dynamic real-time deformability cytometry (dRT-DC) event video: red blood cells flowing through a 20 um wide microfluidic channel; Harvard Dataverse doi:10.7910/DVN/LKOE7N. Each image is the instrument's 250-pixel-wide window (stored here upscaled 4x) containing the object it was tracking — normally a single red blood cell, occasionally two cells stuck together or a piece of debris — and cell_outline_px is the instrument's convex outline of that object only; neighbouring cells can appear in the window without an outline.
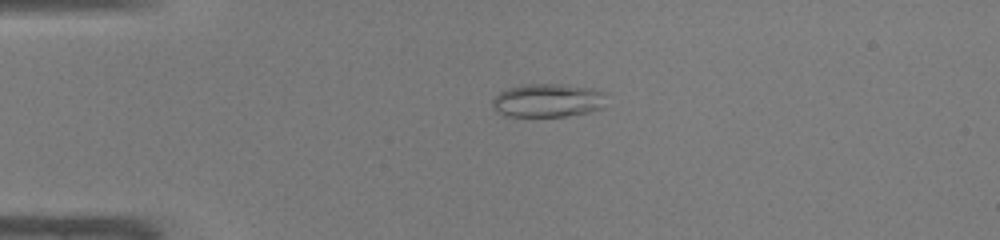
{"species": "common noctule bat (a hibernating species)", "species_latin": "Nyctalus noctula", "temperature_condition": "warm", "stored_images_in_passage": 37, "camera_frame_rate_fps": 3000, "um_per_image_px": 0.085, "animal": {"sex": "male", "body_mass_g": 19.0, "forearm_length_mm": 50.8}, "frame": {"image": 1, "passage_image": 1, "time_ms": 0.0, "image_size_px": [1000, 240], "cell_outline_px": [[604, 108], [588, 112], [568, 116], [504, 116], [496, 112], [492, 108], [492, 100], [500, 92], [508, 88], [524, 84], [556, 84], [588, 88], [604, 92]], "centroid_in_image_um": [46.52, 8.55], "position_along_channel_um": 38.5, "area_um2": 22.2}}
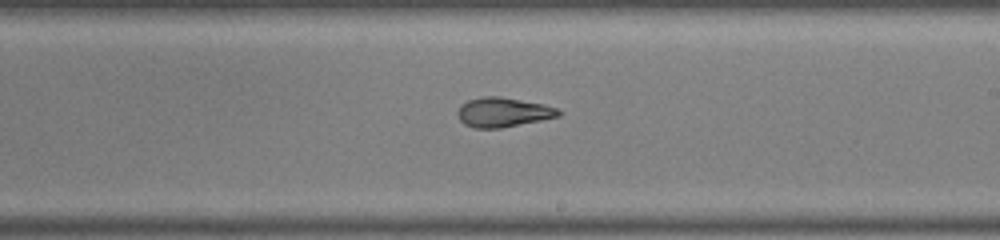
{"frame": {"image": 2, "passage_image": 18, "time_ms": 5.667, "image_size_px": [1000, 240], "cell_outline_px": [[564, 112], [560, 116], [500, 128], [476, 128], [464, 124], [460, 120], [456, 112], [460, 104], [468, 100], [484, 96], [500, 96], [544, 104], [556, 108]], "centroid_in_image_um": [42.75, 9.53], "position_along_channel_um": 246.3, "area_um2": 17.4}}
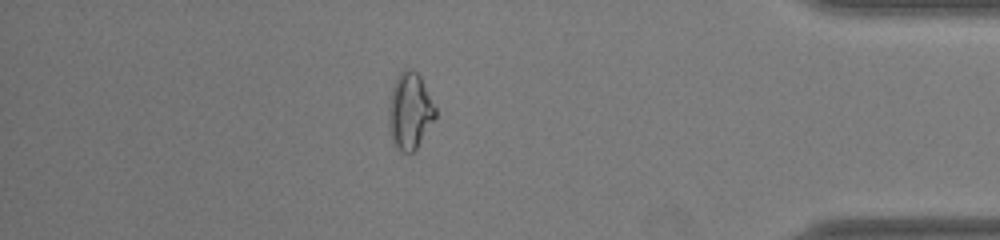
{"frame": {"image": 3, "passage_image": 31, "time_ms": 10.0, "image_size_px": [1000, 240], "cell_outline_px": [[436, 116], [416, 148], [412, 152], [404, 152], [396, 148], [388, 132], [388, 108], [392, 88], [400, 72], [404, 68], [412, 68], [420, 76], [436, 108]], "centroid_in_image_um": [34.81, 9.43], "position_along_channel_um": 400.4, "area_um2": 20.75}, "authors_computed_cell_mechanics": {"area_um2": 18.6116, "velocity_mm_per_s": 4.3098, "shape_relaxation_time_tau1_ms": null, "shape_relaxation_time_tau2_ms": 1.4015, "deformation_change_tau1": null, "deformation_change_tau2": 0.0714}}